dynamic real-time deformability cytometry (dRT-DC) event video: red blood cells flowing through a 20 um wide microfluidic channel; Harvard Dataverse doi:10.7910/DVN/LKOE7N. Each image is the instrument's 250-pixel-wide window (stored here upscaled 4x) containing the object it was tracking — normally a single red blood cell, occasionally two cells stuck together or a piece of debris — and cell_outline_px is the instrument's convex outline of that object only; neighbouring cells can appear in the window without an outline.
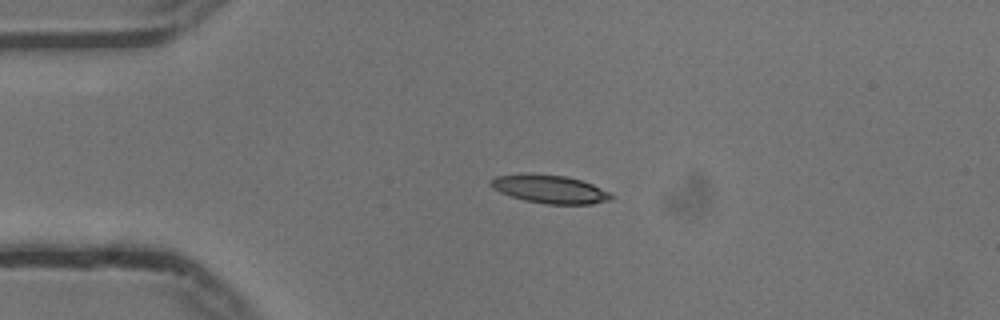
{"species": "common noctule bat (a hibernating species)", "species_latin": "Nyctalus noctula", "temperature_condition": "cold", "stored_images_in_passage": 40, "camera_frame_rate_fps": 3000, "um_per_image_px": 0.085, "animal": {"sex": "male", "body_mass_g": 13.3}, "frame": {"image": 1, "passage_image": 3, "time_ms": 0.667, "image_size_px": [1000, 320], "cell_outline_px": [[616, 196], [612, 200], [592, 204], [544, 204], [524, 200], [500, 192], [492, 188], [488, 180], [496, 176], [524, 172], [528, 172], [564, 176], [580, 180], [592, 184]], "centroid_in_image_um": [46.7, 16.06], "position_along_channel_um": 38.3, "area_um2": 20.11}}
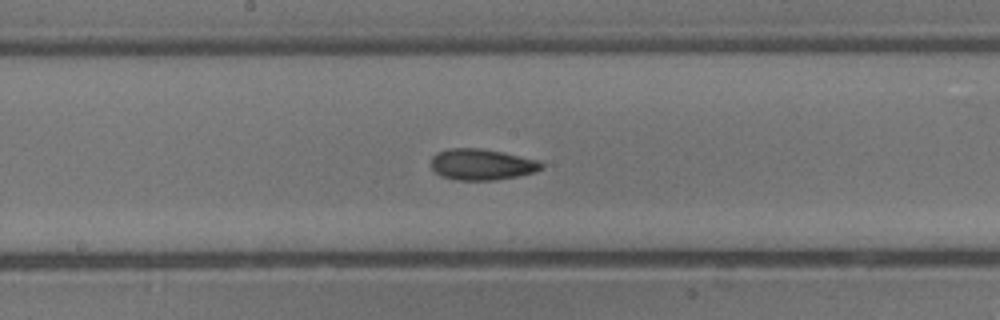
{"frame": {"image": 2, "passage_image": 19, "time_ms": 6.0, "image_size_px": [1000, 320], "cell_outline_px": [[544, 168], [536, 172], [496, 180], [456, 180], [440, 176], [432, 168], [432, 156], [436, 152], [448, 148], [480, 148], [500, 152], [536, 160], [544, 164]], "centroid_in_image_um": [40.92, 13.98], "position_along_channel_um": 207.3, "area_um2": 19.94}}
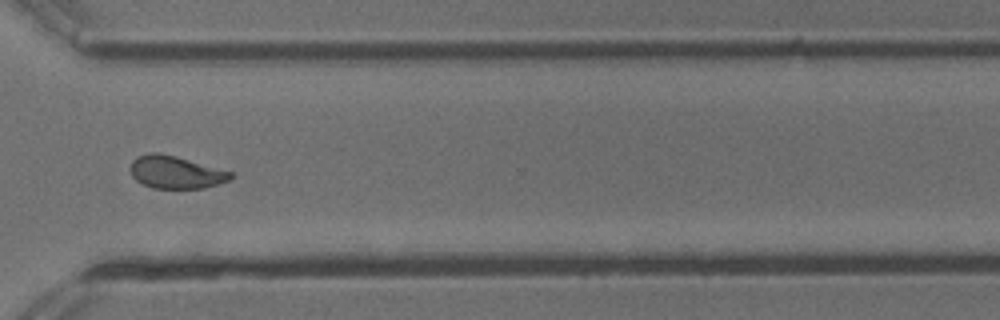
{"frame": {"image": 3, "passage_image": 31, "time_ms": 10.0, "image_size_px": [1000, 320], "cell_outline_px": [[236, 176], [232, 180], [204, 188], [152, 188], [136, 180], [132, 176], [132, 160], [136, 156], [148, 152], [156, 152], [176, 156], [232, 172]], "centroid_in_image_um": [14.97, 14.64], "position_along_channel_um": 355.6, "area_um2": 19.07}, "authors_computed_cell_mechanics": {"area_um2": 19.5942, "velocity_mm_per_s": 3.7212, "shape_relaxation_time_tau1_ms": 6.8093, "shape_relaxation_time_tau2_ms": 2.249, "deformation_change_tau1": 0.1582, "deformation_change_tau2": 0.0865}}